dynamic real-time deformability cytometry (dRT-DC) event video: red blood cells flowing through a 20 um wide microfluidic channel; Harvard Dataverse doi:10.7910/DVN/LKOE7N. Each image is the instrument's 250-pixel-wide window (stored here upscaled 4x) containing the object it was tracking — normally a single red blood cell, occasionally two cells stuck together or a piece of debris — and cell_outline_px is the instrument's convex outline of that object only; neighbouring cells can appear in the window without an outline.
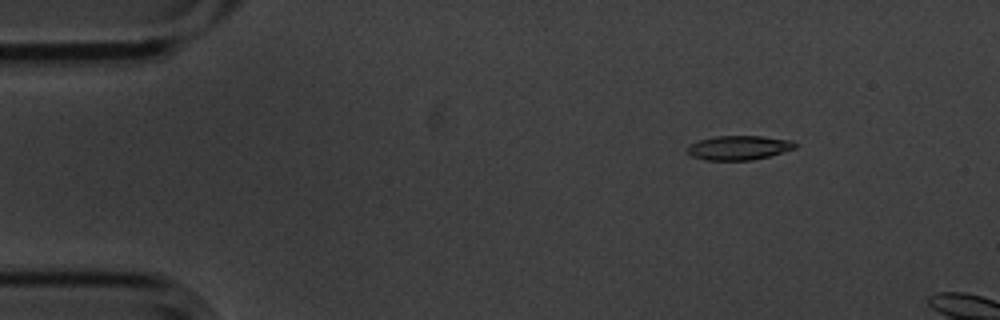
{"species": "common noctule bat (a hibernating species)", "species_latin": "Nyctalus noctula", "temperature_condition": "cold", "stored_images_in_passage": 4, "camera_frame_rate_fps": 3000, "um_per_image_px": 0.085, "animal": {"sex": "male", "body_mass_g": 20.1, "forearm_length_mm": 53.5}, "frame": {"image": 1, "passage_image": 3, "time_ms": 0.667, "image_size_px": [1000, 320], "cell_outline_px": [[796, 148], [768, 156], [752, 160], [704, 160], [692, 156], [688, 152], [688, 144], [700, 140], [716, 136], [760, 136], [792, 140], [796, 144]], "centroid_in_image_um": [62.79, 12.55], "position_along_channel_um": 22.2, "area_um2": 15.14}}